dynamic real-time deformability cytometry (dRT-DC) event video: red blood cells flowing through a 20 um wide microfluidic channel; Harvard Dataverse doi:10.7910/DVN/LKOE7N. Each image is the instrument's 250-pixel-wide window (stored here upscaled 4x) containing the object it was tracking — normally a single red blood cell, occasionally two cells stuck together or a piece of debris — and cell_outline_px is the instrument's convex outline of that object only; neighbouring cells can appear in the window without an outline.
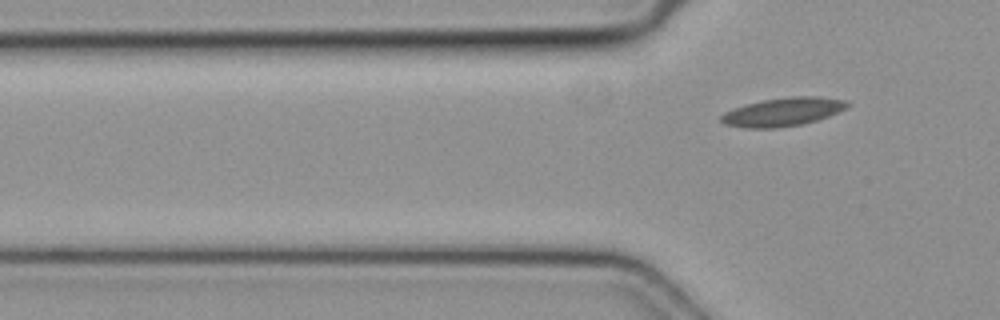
{"species": "common noctule bat (a hibernating species)", "species_latin": "Nyctalus noctula", "temperature_condition": "cold", "stored_images_in_passage": 3, "camera_frame_rate_fps": 3000, "um_per_image_px": 0.085, "animal": {"sex": "female", "body_mass_g": 19.3, "forearm_length_mm": 54.1}, "frame": {"image": 1, "passage_image": 3, "time_ms": 0.667, "image_size_px": [1000, 320], "cell_outline_px": [[852, 104], [828, 116], [816, 120], [800, 124], [776, 128], [744, 128], [724, 124], [720, 120], [720, 116], [724, 112], [732, 108], [764, 100], [792, 96], [816, 96], [848, 100]], "centroid_in_image_um": [66.53, 9.51], "position_along_channel_um": 59.3, "area_um2": 20.81}}